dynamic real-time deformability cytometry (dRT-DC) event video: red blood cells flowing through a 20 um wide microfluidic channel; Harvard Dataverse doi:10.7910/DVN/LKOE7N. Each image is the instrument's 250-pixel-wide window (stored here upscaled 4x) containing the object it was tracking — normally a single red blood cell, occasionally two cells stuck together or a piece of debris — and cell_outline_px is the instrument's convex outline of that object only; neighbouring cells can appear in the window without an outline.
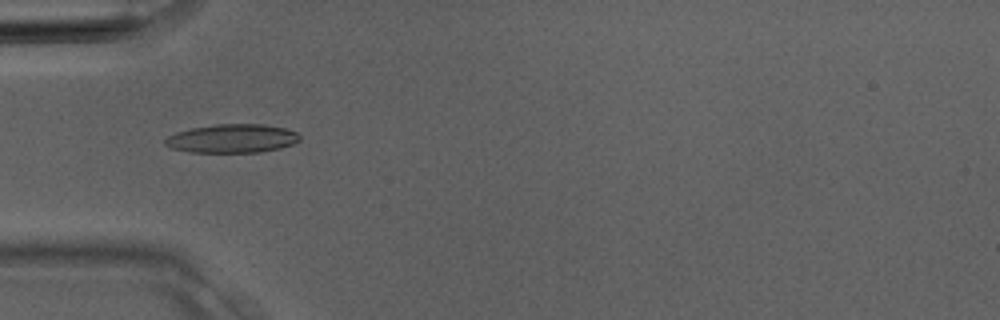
{"species": "Egyptian fruit bat (a non-hibernating species)", "species_latin": "Rousettus aegyptiacus", "temperature_condition": "room temperature", "stored_images_in_passage": 1, "camera_frame_rate_fps": 3000, "um_per_image_px": 0.085, "animal": {"sex": "male"}, "frame": {"image": 1, "passage_image": 1, "time_ms": 0.0, "image_size_px": [1000, 320], "cell_outline_px": [[300, 140], [292, 144], [280, 148], [260, 152], [188, 152], [172, 148], [164, 144], [164, 140], [168, 136], [176, 132], [192, 128], [216, 124], [264, 124], [284, 128], [296, 132], [300, 136]], "centroid_in_image_um": [19.72, 11.77], "position_along_channel_um": 65.3, "area_um2": 22.43}}